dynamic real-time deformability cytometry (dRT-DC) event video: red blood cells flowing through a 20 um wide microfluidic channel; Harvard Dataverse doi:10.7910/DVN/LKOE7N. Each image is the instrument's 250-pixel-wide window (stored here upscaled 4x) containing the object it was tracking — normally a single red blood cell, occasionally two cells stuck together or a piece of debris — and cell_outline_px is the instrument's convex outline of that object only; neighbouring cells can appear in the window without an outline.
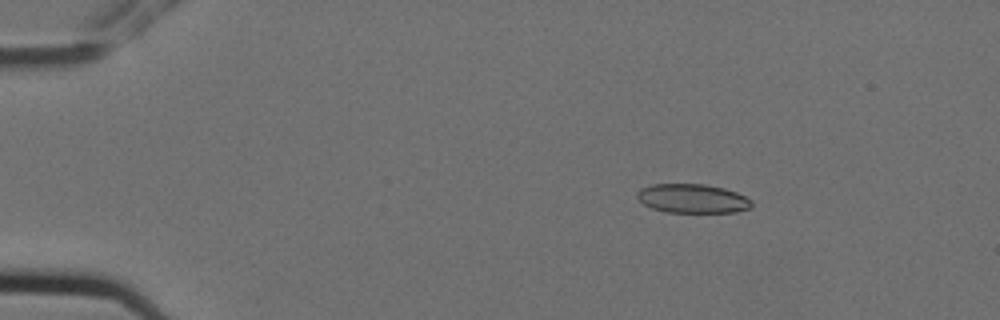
{"species": "Egyptian fruit bat (a non-hibernating species)", "species_latin": "Rousettus aegyptiacus", "temperature_condition": "cold", "stored_images_in_passage": 10, "camera_frame_rate_fps": 3000, "um_per_image_px": 0.085, "animal": {"sex": "female"}, "frame": {"image": 1, "passage_image": 3, "time_ms": 0.667, "image_size_px": [1000, 320], "cell_outline_px": [[752, 208], [736, 212], [668, 212], [652, 208], [644, 204], [636, 196], [636, 192], [640, 188], [652, 184], [704, 184], [724, 188], [736, 192], [752, 200]], "centroid_in_image_um": [58.87, 16.87], "position_along_channel_um": 26.1, "area_um2": 19.42}}
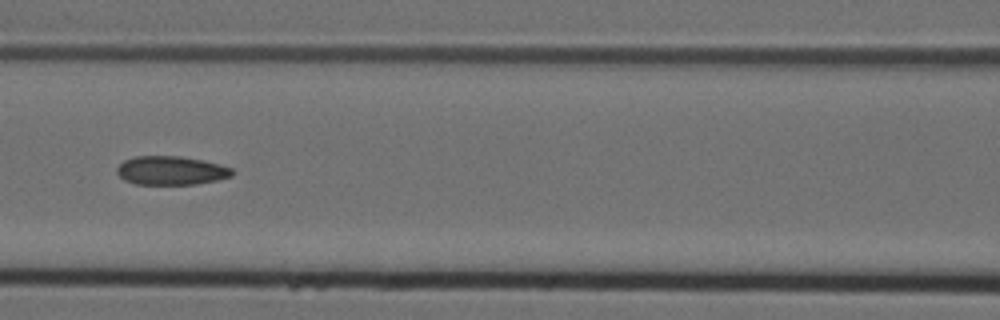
{"frame": {"image": 2, "passage_image": 7, "time_ms": 2.0, "image_size_px": [1000, 320], "cell_outline_px": [[232, 176], [216, 180], [196, 184], [136, 184], [124, 180], [116, 172], [116, 168], [124, 160], [136, 156], [180, 156], [204, 160], [220, 164], [232, 168]], "centroid_in_image_um": [14.53, 14.49], "position_along_channel_um": 152.1, "area_um2": 19.31}}
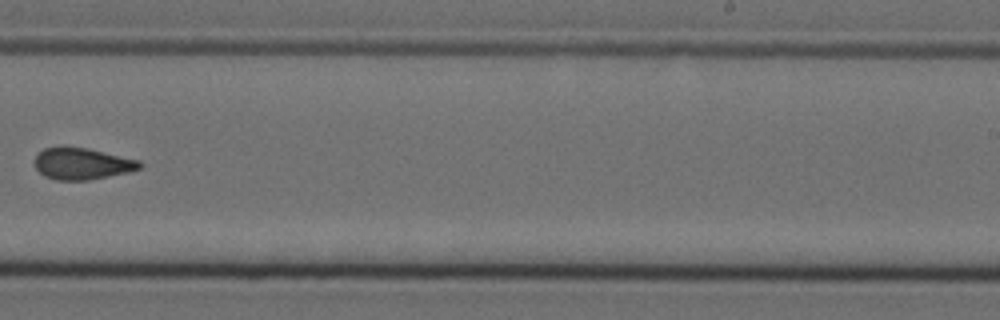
{"frame": {"image": 3, "passage_image": 10, "time_ms": 3.0, "image_size_px": [1000, 320], "cell_outline_px": [[144, 164], [140, 168], [128, 172], [88, 180], [56, 180], [44, 176], [36, 168], [36, 156], [44, 148], [88, 148], [140, 160]], "centroid_in_image_um": [7.02, 13.93], "position_along_channel_um": 282.0, "area_um2": 19.02}}